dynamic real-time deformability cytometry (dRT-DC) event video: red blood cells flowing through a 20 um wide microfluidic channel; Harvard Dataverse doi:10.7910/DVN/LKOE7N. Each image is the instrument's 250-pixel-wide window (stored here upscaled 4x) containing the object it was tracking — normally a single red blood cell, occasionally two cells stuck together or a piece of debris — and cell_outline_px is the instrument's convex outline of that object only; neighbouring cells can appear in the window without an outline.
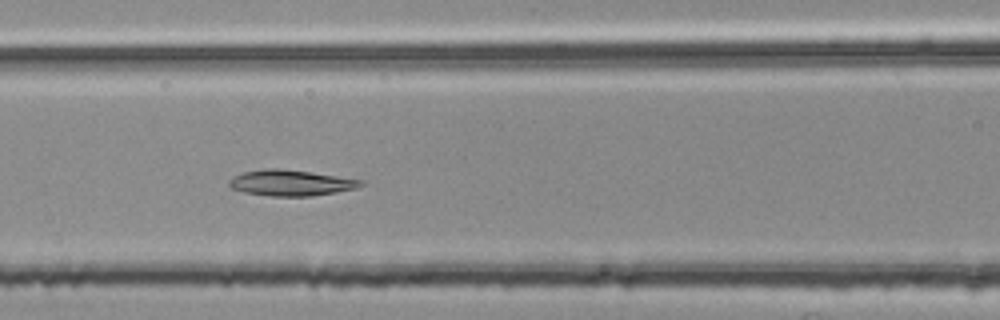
{"species": "common noctule bat (a hibernating species)", "species_latin": "Nyctalus noctula", "temperature_condition": "room temperature", "stored_images_in_passage": 51, "segment_of_instrument_passage": [2, 2], "camera_frame_rate_fps": 3000, "um_per_image_px": 0.085, "animal": {"sex": "female", "body_mass_g": 25.1}, "frame": {"image": 1, "passage_image": 22, "time_ms": 7.0, "image_size_px": [1000, 320], "cell_outline_px": [[364, 184], [356, 188], [336, 192], [312, 196], [272, 196], [244, 192], [232, 188], [228, 184], [228, 180], [244, 172], [264, 168], [276, 168], [308, 172], [364, 180]], "centroid_in_image_um": [24.72, 15.55], "position_along_channel_um": 141.9, "area_um2": 19.59}}
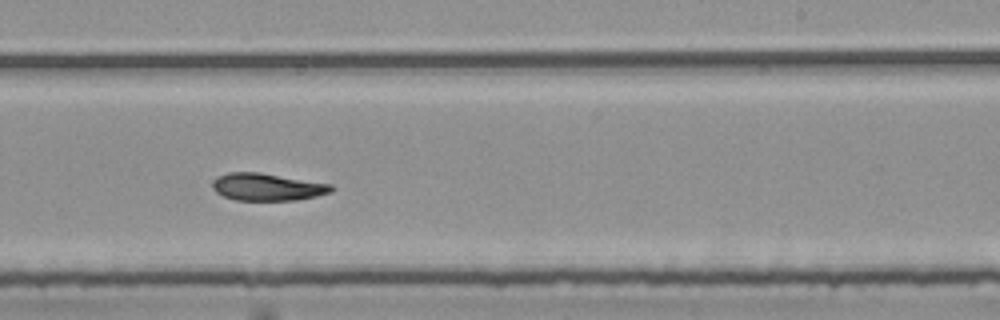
{"frame": {"image": 2, "passage_image": 32, "time_ms": 10.333, "image_size_px": [1000, 320], "cell_outline_px": [[336, 188], [332, 192], [316, 196], [296, 200], [236, 200], [224, 196], [216, 192], [212, 188], [212, 184], [216, 176], [228, 172], [260, 172], [332, 184]], "centroid_in_image_um": [22.73, 15.88], "position_along_channel_um": 266.3, "area_um2": 19.07}}
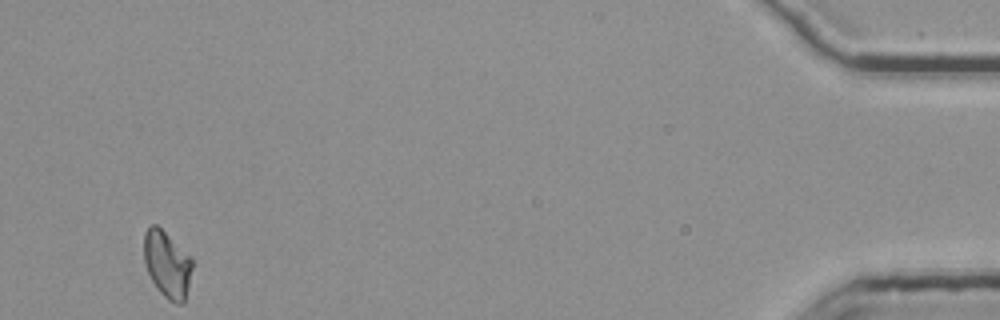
{"frame": {"image": 3, "passage_image": 51, "time_ms": 16.667, "image_size_px": [1000, 320], "cell_outline_px": [[192, 268], [184, 304], [176, 304], [168, 300], [160, 292], [152, 280], [144, 264], [144, 232], [152, 224], [156, 224], [192, 256]], "centroid_in_image_um": [14.21, 22.46], "position_along_channel_um": 421.0, "area_um2": 18.84}}